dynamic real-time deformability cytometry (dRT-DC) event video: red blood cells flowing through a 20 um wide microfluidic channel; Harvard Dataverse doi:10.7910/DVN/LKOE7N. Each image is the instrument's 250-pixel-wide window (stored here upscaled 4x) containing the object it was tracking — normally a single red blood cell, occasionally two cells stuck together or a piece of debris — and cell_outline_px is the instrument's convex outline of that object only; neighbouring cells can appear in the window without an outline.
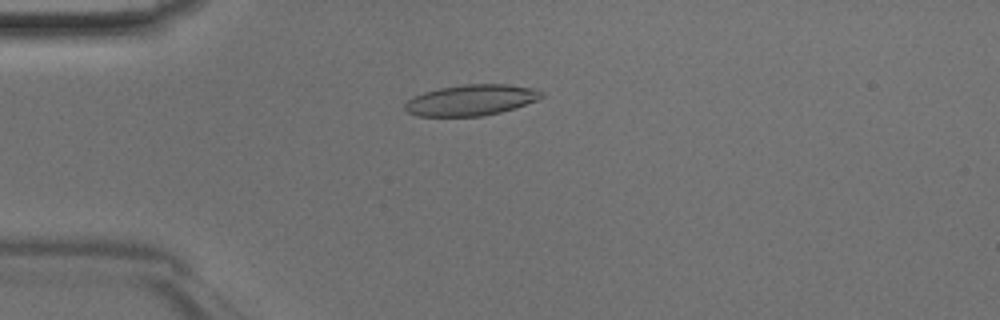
{"species": "Egyptian fruit bat (a non-hibernating species)", "species_latin": "Rousettus aegyptiacus", "temperature_condition": "room temperature", "stored_images_in_passage": 46, "camera_frame_rate_fps": 3000, "um_per_image_px": 0.085, "animal": {"sex": "male"}, "frame": {"image": 1, "passage_image": 12, "time_ms": 3.667, "image_size_px": [1000, 320], "cell_outline_px": [[544, 96], [536, 100], [516, 108], [484, 116], [416, 116], [408, 112], [404, 108], [404, 104], [412, 96], [424, 92], [440, 88], [464, 84], [504, 84], [532, 88], [544, 92]], "centroid_in_image_um": [40.03, 8.51], "position_along_channel_um": 45.0, "area_um2": 24.62}}
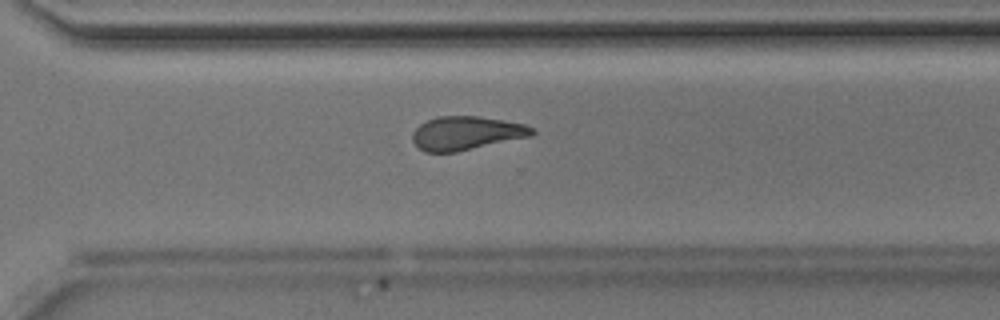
{"frame": {"image": 2, "passage_image": 33, "time_ms": 10.667, "image_size_px": [1000, 320], "cell_outline_px": [[536, 132], [532, 136], [456, 152], [424, 152], [412, 140], [412, 132], [420, 124], [428, 120], [440, 116], [476, 116], [524, 124], [536, 128]], "centroid_in_image_um": [39.65, 11.32], "position_along_channel_um": 330.9, "area_um2": 23.35}}
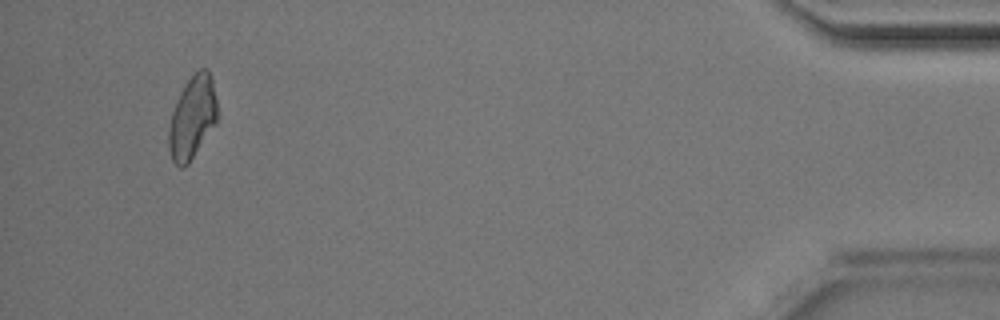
{"frame": {"image": 3, "passage_image": 44, "time_ms": 14.333, "image_size_px": [1000, 320], "cell_outline_px": [[220, 116], [216, 124], [188, 164], [184, 168], [180, 168], [172, 160], [168, 148], [168, 128], [172, 112], [188, 80], [200, 68], [208, 68], [212, 80]], "centroid_in_image_um": [16.38, 10.03], "position_along_channel_um": 418.8, "area_um2": 23.47}}